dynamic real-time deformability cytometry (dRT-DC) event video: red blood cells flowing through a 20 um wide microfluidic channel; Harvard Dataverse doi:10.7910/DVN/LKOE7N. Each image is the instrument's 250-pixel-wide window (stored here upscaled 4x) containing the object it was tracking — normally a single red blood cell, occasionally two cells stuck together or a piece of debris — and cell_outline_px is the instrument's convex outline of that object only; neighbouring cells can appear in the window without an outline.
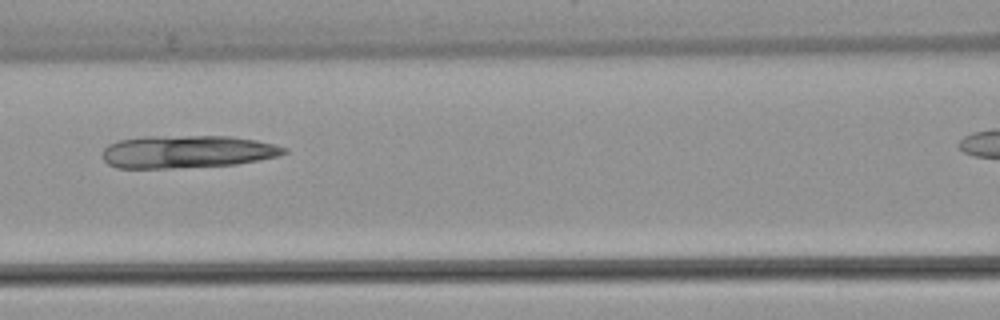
{"species": "common noctule bat (a hibernating species)", "species_latin": "Nyctalus noctula", "temperature_condition": "warm", "stored_images_in_passage": 5, "segment_of_instrument_passage": [1, 2], "camera_frame_rate_fps": 3000, "um_per_image_px": 0.085, "animal": {"sex": "female", "body_mass_g": 22.7, "forearm_length_mm": 54.2}, "frame": {"image": 1, "passage_image": 4, "time_ms": 4.333, "image_size_px": [1000, 320], "cell_outline_px": [[288, 152], [276, 156], [236, 164], [168, 168], [116, 168], [108, 164], [100, 156], [104, 148], [108, 144], [120, 140], [144, 136], [228, 136], [256, 140], [288, 148]], "centroid_in_image_um": [15.84, 12.89], "position_along_channel_um": 150.8, "area_um2": 34.51}}